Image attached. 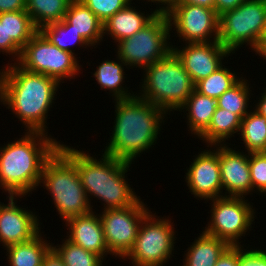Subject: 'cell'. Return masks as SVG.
Instances as JSON below:
<instances>
[{
	"label": "cell",
	"mask_w": 266,
	"mask_h": 266,
	"mask_svg": "<svg viewBox=\"0 0 266 266\" xmlns=\"http://www.w3.org/2000/svg\"><path fill=\"white\" fill-rule=\"evenodd\" d=\"M65 19L91 47L103 41V23L82 1H71Z\"/></svg>",
	"instance_id": "ffe728a7"
},
{
	"label": "cell",
	"mask_w": 266,
	"mask_h": 266,
	"mask_svg": "<svg viewBox=\"0 0 266 266\" xmlns=\"http://www.w3.org/2000/svg\"><path fill=\"white\" fill-rule=\"evenodd\" d=\"M131 4L132 1L103 23V35H110L109 37H112L116 44L144 28L160 12L156 8L153 12L151 11V14L148 13L145 15V11H138Z\"/></svg>",
	"instance_id": "d6986e66"
},
{
	"label": "cell",
	"mask_w": 266,
	"mask_h": 266,
	"mask_svg": "<svg viewBox=\"0 0 266 266\" xmlns=\"http://www.w3.org/2000/svg\"><path fill=\"white\" fill-rule=\"evenodd\" d=\"M59 147L74 161L90 205L92 195L102 201L103 210L131 206L140 199L125 179L132 163L104 153L101 160L96 159L83 150L61 143Z\"/></svg>",
	"instance_id": "277c9868"
},
{
	"label": "cell",
	"mask_w": 266,
	"mask_h": 266,
	"mask_svg": "<svg viewBox=\"0 0 266 266\" xmlns=\"http://www.w3.org/2000/svg\"><path fill=\"white\" fill-rule=\"evenodd\" d=\"M104 23L133 0H80Z\"/></svg>",
	"instance_id": "836d02e7"
},
{
	"label": "cell",
	"mask_w": 266,
	"mask_h": 266,
	"mask_svg": "<svg viewBox=\"0 0 266 266\" xmlns=\"http://www.w3.org/2000/svg\"><path fill=\"white\" fill-rule=\"evenodd\" d=\"M149 211L140 198L134 205L99 213L106 245L112 256L123 259L134 247L141 222Z\"/></svg>",
	"instance_id": "7c38bea8"
},
{
	"label": "cell",
	"mask_w": 266,
	"mask_h": 266,
	"mask_svg": "<svg viewBox=\"0 0 266 266\" xmlns=\"http://www.w3.org/2000/svg\"><path fill=\"white\" fill-rule=\"evenodd\" d=\"M170 31L167 14L160 11L144 28L118 42L116 56L127 65V69H144L172 51Z\"/></svg>",
	"instance_id": "52a82bcc"
},
{
	"label": "cell",
	"mask_w": 266,
	"mask_h": 266,
	"mask_svg": "<svg viewBox=\"0 0 266 266\" xmlns=\"http://www.w3.org/2000/svg\"><path fill=\"white\" fill-rule=\"evenodd\" d=\"M41 184L49 191L56 212L64 222L93 210L74 161L60 147L46 160Z\"/></svg>",
	"instance_id": "5b68a950"
},
{
	"label": "cell",
	"mask_w": 266,
	"mask_h": 266,
	"mask_svg": "<svg viewBox=\"0 0 266 266\" xmlns=\"http://www.w3.org/2000/svg\"><path fill=\"white\" fill-rule=\"evenodd\" d=\"M165 13L170 30L184 43L219 41V15L214 9L187 3H174ZM213 39V40H212Z\"/></svg>",
	"instance_id": "4fadbf2b"
},
{
	"label": "cell",
	"mask_w": 266,
	"mask_h": 266,
	"mask_svg": "<svg viewBox=\"0 0 266 266\" xmlns=\"http://www.w3.org/2000/svg\"><path fill=\"white\" fill-rule=\"evenodd\" d=\"M245 0H215L214 10L218 15L222 13L237 8Z\"/></svg>",
	"instance_id": "f35d334b"
},
{
	"label": "cell",
	"mask_w": 266,
	"mask_h": 266,
	"mask_svg": "<svg viewBox=\"0 0 266 266\" xmlns=\"http://www.w3.org/2000/svg\"><path fill=\"white\" fill-rule=\"evenodd\" d=\"M0 52L3 55L6 53V56L12 55L13 61L16 59L15 62L19 60L22 52V49L12 39H7L6 12L0 13Z\"/></svg>",
	"instance_id": "e575fe53"
},
{
	"label": "cell",
	"mask_w": 266,
	"mask_h": 266,
	"mask_svg": "<svg viewBox=\"0 0 266 266\" xmlns=\"http://www.w3.org/2000/svg\"><path fill=\"white\" fill-rule=\"evenodd\" d=\"M42 266H65L63 259L57 251L51 247L43 257Z\"/></svg>",
	"instance_id": "ab89813d"
},
{
	"label": "cell",
	"mask_w": 266,
	"mask_h": 266,
	"mask_svg": "<svg viewBox=\"0 0 266 266\" xmlns=\"http://www.w3.org/2000/svg\"><path fill=\"white\" fill-rule=\"evenodd\" d=\"M6 197L8 204L0 202V244L4 248L30 241L41 232L38 215L16 204V199L25 196Z\"/></svg>",
	"instance_id": "2e32d148"
},
{
	"label": "cell",
	"mask_w": 266,
	"mask_h": 266,
	"mask_svg": "<svg viewBox=\"0 0 266 266\" xmlns=\"http://www.w3.org/2000/svg\"><path fill=\"white\" fill-rule=\"evenodd\" d=\"M247 81V78L241 77L234 86L226 90L216 99L217 107L233 112L241 119L248 114L250 112V109H248L250 104L249 100L253 94L250 92L252 91L250 90L252 86H250Z\"/></svg>",
	"instance_id": "f1b7e54d"
},
{
	"label": "cell",
	"mask_w": 266,
	"mask_h": 266,
	"mask_svg": "<svg viewBox=\"0 0 266 266\" xmlns=\"http://www.w3.org/2000/svg\"><path fill=\"white\" fill-rule=\"evenodd\" d=\"M17 64L29 72L54 78L60 84L76 77L82 66L78 57L52 44L40 30L22 48Z\"/></svg>",
	"instance_id": "30bf717a"
},
{
	"label": "cell",
	"mask_w": 266,
	"mask_h": 266,
	"mask_svg": "<svg viewBox=\"0 0 266 266\" xmlns=\"http://www.w3.org/2000/svg\"><path fill=\"white\" fill-rule=\"evenodd\" d=\"M146 1L151 2V3L152 2L156 3V5H159L156 8L159 9V11H161V12H163V11L165 12L171 5L174 4L175 0H146ZM160 5H161V7H160Z\"/></svg>",
	"instance_id": "7bdbcfd3"
},
{
	"label": "cell",
	"mask_w": 266,
	"mask_h": 266,
	"mask_svg": "<svg viewBox=\"0 0 266 266\" xmlns=\"http://www.w3.org/2000/svg\"><path fill=\"white\" fill-rule=\"evenodd\" d=\"M241 121L237 114L216 107L208 128L198 138L203 140L208 148L213 145H225L226 140L232 138L235 133L239 135Z\"/></svg>",
	"instance_id": "cb8c5ba5"
},
{
	"label": "cell",
	"mask_w": 266,
	"mask_h": 266,
	"mask_svg": "<svg viewBox=\"0 0 266 266\" xmlns=\"http://www.w3.org/2000/svg\"><path fill=\"white\" fill-rule=\"evenodd\" d=\"M66 239L73 244L93 252L103 259L111 255L106 245L103 225L100 216L95 211L74 216L66 220ZM106 256V257H105Z\"/></svg>",
	"instance_id": "ac0fdd59"
},
{
	"label": "cell",
	"mask_w": 266,
	"mask_h": 266,
	"mask_svg": "<svg viewBox=\"0 0 266 266\" xmlns=\"http://www.w3.org/2000/svg\"><path fill=\"white\" fill-rule=\"evenodd\" d=\"M186 45V46H184ZM182 48L172 46V52L196 84L221 67L222 60L231 55L219 41L185 43Z\"/></svg>",
	"instance_id": "5bb4252c"
},
{
	"label": "cell",
	"mask_w": 266,
	"mask_h": 266,
	"mask_svg": "<svg viewBox=\"0 0 266 266\" xmlns=\"http://www.w3.org/2000/svg\"><path fill=\"white\" fill-rule=\"evenodd\" d=\"M240 245L229 246L218 258L214 266H239Z\"/></svg>",
	"instance_id": "8d00e7d4"
},
{
	"label": "cell",
	"mask_w": 266,
	"mask_h": 266,
	"mask_svg": "<svg viewBox=\"0 0 266 266\" xmlns=\"http://www.w3.org/2000/svg\"><path fill=\"white\" fill-rule=\"evenodd\" d=\"M215 147V148H214ZM217 148V149H216ZM219 155L221 182L224 196L244 197L252 193L249 153L236 151L229 145H213ZM251 192V193H250Z\"/></svg>",
	"instance_id": "e0dca14e"
},
{
	"label": "cell",
	"mask_w": 266,
	"mask_h": 266,
	"mask_svg": "<svg viewBox=\"0 0 266 266\" xmlns=\"http://www.w3.org/2000/svg\"><path fill=\"white\" fill-rule=\"evenodd\" d=\"M173 224L169 216L159 218L150 210L141 222L134 247L123 260H132L133 266H165L175 250Z\"/></svg>",
	"instance_id": "9c48e42d"
},
{
	"label": "cell",
	"mask_w": 266,
	"mask_h": 266,
	"mask_svg": "<svg viewBox=\"0 0 266 266\" xmlns=\"http://www.w3.org/2000/svg\"><path fill=\"white\" fill-rule=\"evenodd\" d=\"M3 69V70H2ZM0 69V102L16 115L25 132L47 134L48 112L60 83L54 78L24 70L16 62Z\"/></svg>",
	"instance_id": "6da1fadb"
},
{
	"label": "cell",
	"mask_w": 266,
	"mask_h": 266,
	"mask_svg": "<svg viewBox=\"0 0 266 266\" xmlns=\"http://www.w3.org/2000/svg\"><path fill=\"white\" fill-rule=\"evenodd\" d=\"M204 149L198 152L186 172L189 192L198 200H212L224 196L221 182L219 155L215 150Z\"/></svg>",
	"instance_id": "9a60e30c"
},
{
	"label": "cell",
	"mask_w": 266,
	"mask_h": 266,
	"mask_svg": "<svg viewBox=\"0 0 266 266\" xmlns=\"http://www.w3.org/2000/svg\"><path fill=\"white\" fill-rule=\"evenodd\" d=\"M243 247L240 245L239 266H266V250L258 248L247 250Z\"/></svg>",
	"instance_id": "d590c367"
},
{
	"label": "cell",
	"mask_w": 266,
	"mask_h": 266,
	"mask_svg": "<svg viewBox=\"0 0 266 266\" xmlns=\"http://www.w3.org/2000/svg\"><path fill=\"white\" fill-rule=\"evenodd\" d=\"M40 232L27 242L13 244L5 247L7 260L10 266H42L43 257L52 247V242L43 239Z\"/></svg>",
	"instance_id": "d4e9b609"
},
{
	"label": "cell",
	"mask_w": 266,
	"mask_h": 266,
	"mask_svg": "<svg viewBox=\"0 0 266 266\" xmlns=\"http://www.w3.org/2000/svg\"><path fill=\"white\" fill-rule=\"evenodd\" d=\"M72 0H26V11L37 30L65 18Z\"/></svg>",
	"instance_id": "484cf974"
},
{
	"label": "cell",
	"mask_w": 266,
	"mask_h": 266,
	"mask_svg": "<svg viewBox=\"0 0 266 266\" xmlns=\"http://www.w3.org/2000/svg\"><path fill=\"white\" fill-rule=\"evenodd\" d=\"M263 93H261V96L259 97V102L255 104V109L253 107V110H255L259 115L266 117V88Z\"/></svg>",
	"instance_id": "b9f144b4"
},
{
	"label": "cell",
	"mask_w": 266,
	"mask_h": 266,
	"mask_svg": "<svg viewBox=\"0 0 266 266\" xmlns=\"http://www.w3.org/2000/svg\"><path fill=\"white\" fill-rule=\"evenodd\" d=\"M114 101L116 114L113 131L110 143L102 152L132 163L142 152H148L157 143V135L167 113L137 95Z\"/></svg>",
	"instance_id": "7a4b0ae2"
},
{
	"label": "cell",
	"mask_w": 266,
	"mask_h": 266,
	"mask_svg": "<svg viewBox=\"0 0 266 266\" xmlns=\"http://www.w3.org/2000/svg\"><path fill=\"white\" fill-rule=\"evenodd\" d=\"M62 245H52L63 259L65 266H102L103 258L93 252L77 246L64 238Z\"/></svg>",
	"instance_id": "1f68e13d"
},
{
	"label": "cell",
	"mask_w": 266,
	"mask_h": 266,
	"mask_svg": "<svg viewBox=\"0 0 266 266\" xmlns=\"http://www.w3.org/2000/svg\"><path fill=\"white\" fill-rule=\"evenodd\" d=\"M266 41V19L264 22L263 30L259 39V47Z\"/></svg>",
	"instance_id": "f6af8a7d"
},
{
	"label": "cell",
	"mask_w": 266,
	"mask_h": 266,
	"mask_svg": "<svg viewBox=\"0 0 266 266\" xmlns=\"http://www.w3.org/2000/svg\"><path fill=\"white\" fill-rule=\"evenodd\" d=\"M143 70L144 79L137 96L162 108L168 115L173 110L179 111L195 90L189 73L172 51Z\"/></svg>",
	"instance_id": "8992f818"
},
{
	"label": "cell",
	"mask_w": 266,
	"mask_h": 266,
	"mask_svg": "<svg viewBox=\"0 0 266 266\" xmlns=\"http://www.w3.org/2000/svg\"><path fill=\"white\" fill-rule=\"evenodd\" d=\"M235 73L222 65L208 77L198 81L195 90L204 96L217 99L241 79Z\"/></svg>",
	"instance_id": "f546056e"
},
{
	"label": "cell",
	"mask_w": 266,
	"mask_h": 266,
	"mask_svg": "<svg viewBox=\"0 0 266 266\" xmlns=\"http://www.w3.org/2000/svg\"><path fill=\"white\" fill-rule=\"evenodd\" d=\"M245 197L221 196L212 199L211 220L203 232L226 241L230 246H239L241 236L251 231L255 209Z\"/></svg>",
	"instance_id": "8fae6325"
},
{
	"label": "cell",
	"mask_w": 266,
	"mask_h": 266,
	"mask_svg": "<svg viewBox=\"0 0 266 266\" xmlns=\"http://www.w3.org/2000/svg\"><path fill=\"white\" fill-rule=\"evenodd\" d=\"M7 39H12L21 49L38 31L26 10L6 12Z\"/></svg>",
	"instance_id": "4dcf8cb0"
},
{
	"label": "cell",
	"mask_w": 266,
	"mask_h": 266,
	"mask_svg": "<svg viewBox=\"0 0 266 266\" xmlns=\"http://www.w3.org/2000/svg\"><path fill=\"white\" fill-rule=\"evenodd\" d=\"M216 107V99L194 90L179 111H188L186 112L188 128L191 134L199 137L208 128Z\"/></svg>",
	"instance_id": "7402d4cb"
},
{
	"label": "cell",
	"mask_w": 266,
	"mask_h": 266,
	"mask_svg": "<svg viewBox=\"0 0 266 266\" xmlns=\"http://www.w3.org/2000/svg\"><path fill=\"white\" fill-rule=\"evenodd\" d=\"M239 134L247 153L266 152V117L250 110L242 118Z\"/></svg>",
	"instance_id": "4316f807"
},
{
	"label": "cell",
	"mask_w": 266,
	"mask_h": 266,
	"mask_svg": "<svg viewBox=\"0 0 266 266\" xmlns=\"http://www.w3.org/2000/svg\"><path fill=\"white\" fill-rule=\"evenodd\" d=\"M118 58V59H117ZM117 61L114 60H104L97 66L96 71L93 73V77L97 80L98 85H100L101 89H105L104 91L109 90L114 97V100L118 99H127L135 96L136 94L130 93L129 88L123 86L124 79L126 78L124 70L127 68V65L119 58L116 57ZM125 69H124V67ZM125 87V88H124ZM107 89V90H106Z\"/></svg>",
	"instance_id": "603a6c76"
},
{
	"label": "cell",
	"mask_w": 266,
	"mask_h": 266,
	"mask_svg": "<svg viewBox=\"0 0 266 266\" xmlns=\"http://www.w3.org/2000/svg\"><path fill=\"white\" fill-rule=\"evenodd\" d=\"M255 52L260 58L263 57V60H266V41Z\"/></svg>",
	"instance_id": "ee69618b"
},
{
	"label": "cell",
	"mask_w": 266,
	"mask_h": 266,
	"mask_svg": "<svg viewBox=\"0 0 266 266\" xmlns=\"http://www.w3.org/2000/svg\"><path fill=\"white\" fill-rule=\"evenodd\" d=\"M21 136L0 146V189L8 196H26L36 190L46 160L61 143L42 132Z\"/></svg>",
	"instance_id": "3957f363"
},
{
	"label": "cell",
	"mask_w": 266,
	"mask_h": 266,
	"mask_svg": "<svg viewBox=\"0 0 266 266\" xmlns=\"http://www.w3.org/2000/svg\"><path fill=\"white\" fill-rule=\"evenodd\" d=\"M249 167L252 182V192L266 196V152L249 153Z\"/></svg>",
	"instance_id": "d6a6232c"
},
{
	"label": "cell",
	"mask_w": 266,
	"mask_h": 266,
	"mask_svg": "<svg viewBox=\"0 0 266 266\" xmlns=\"http://www.w3.org/2000/svg\"><path fill=\"white\" fill-rule=\"evenodd\" d=\"M174 3H187L192 5H199L209 9H214L215 0H175Z\"/></svg>",
	"instance_id": "60d3db41"
},
{
	"label": "cell",
	"mask_w": 266,
	"mask_h": 266,
	"mask_svg": "<svg viewBox=\"0 0 266 266\" xmlns=\"http://www.w3.org/2000/svg\"><path fill=\"white\" fill-rule=\"evenodd\" d=\"M229 246L226 241L202 232L186 250L182 266H214Z\"/></svg>",
	"instance_id": "44dd1931"
},
{
	"label": "cell",
	"mask_w": 266,
	"mask_h": 266,
	"mask_svg": "<svg viewBox=\"0 0 266 266\" xmlns=\"http://www.w3.org/2000/svg\"><path fill=\"white\" fill-rule=\"evenodd\" d=\"M40 31L47 37V39L58 48L64 51L73 53L71 45H79V47H91L87 41L74 29L72 25L64 18L60 22L52 23L44 26Z\"/></svg>",
	"instance_id": "83f0119b"
},
{
	"label": "cell",
	"mask_w": 266,
	"mask_h": 266,
	"mask_svg": "<svg viewBox=\"0 0 266 266\" xmlns=\"http://www.w3.org/2000/svg\"><path fill=\"white\" fill-rule=\"evenodd\" d=\"M26 10V0H0V13Z\"/></svg>",
	"instance_id": "74e56055"
},
{
	"label": "cell",
	"mask_w": 266,
	"mask_h": 266,
	"mask_svg": "<svg viewBox=\"0 0 266 266\" xmlns=\"http://www.w3.org/2000/svg\"><path fill=\"white\" fill-rule=\"evenodd\" d=\"M265 19L266 0H245L237 8L219 15L218 40L232 54L245 44L256 51Z\"/></svg>",
	"instance_id": "ba28073f"
}]
</instances>
